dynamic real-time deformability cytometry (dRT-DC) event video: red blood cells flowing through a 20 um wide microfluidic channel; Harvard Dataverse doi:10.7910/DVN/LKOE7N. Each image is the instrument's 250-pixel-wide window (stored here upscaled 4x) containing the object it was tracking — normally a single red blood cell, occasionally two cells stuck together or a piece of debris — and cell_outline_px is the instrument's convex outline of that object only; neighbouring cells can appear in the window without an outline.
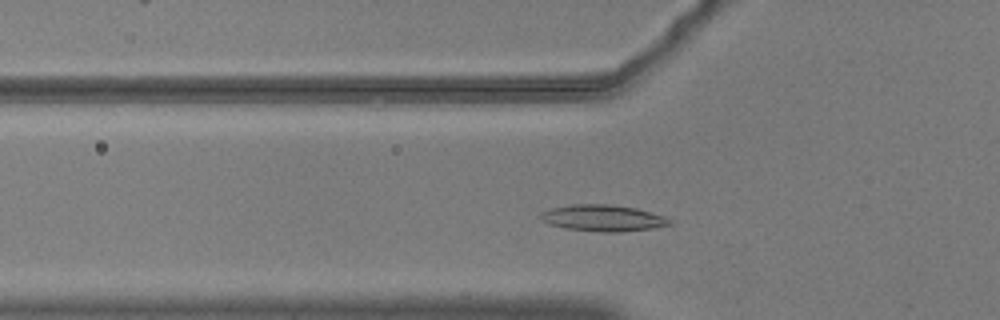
{"species": "common noctule bat (a hibernating species)", "species_latin": "Nyctalus noctula", "temperature_condition": "warm", "stored_images_in_passage": 47, "camera_frame_rate_fps": 3000, "um_per_image_px": 0.085, "animal": {"sex": "male", "body_mass_g": 20.5, "forearm_length_mm": 52.5}, "frame": {"image": 1, "passage_image": 11, "time_ms": 3.333, "image_size_px": [1000, 320], "cell_outline_px": [[672, 224], [652, 228], [620, 232], [604, 232], [568, 228], [548, 224], [540, 216], [540, 212], [552, 208], [572, 204], [608, 204], [636, 208], [664, 216], [672, 220]], "centroid_in_image_um": [51.27, 18.53], "position_along_channel_um": 74.5, "area_um2": 19.65}}
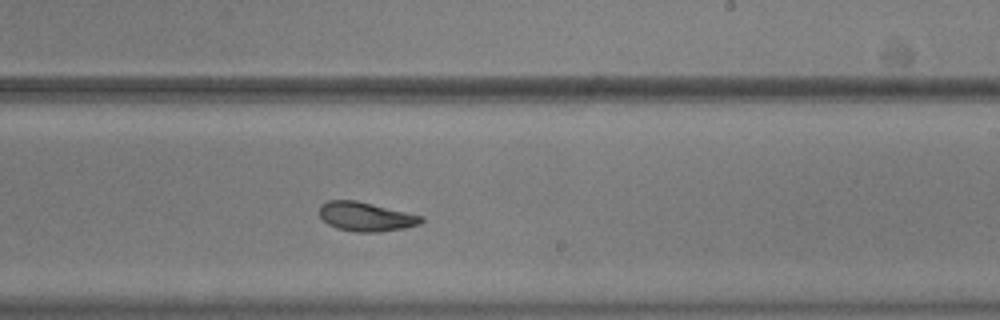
{"frame": {"image": 2, "passage_image": 26, "time_ms": 8.333, "image_size_px": [1000, 320], "cell_outline_px": [[424, 220], [420, 224], [404, 228], [380, 232], [356, 232], [336, 228], [328, 224], [320, 216], [320, 204], [328, 200], [356, 200], [424, 216]], "centroid_in_image_um": [31.11, 18.41], "position_along_channel_um": 257.9, "area_um2": 17.34}}
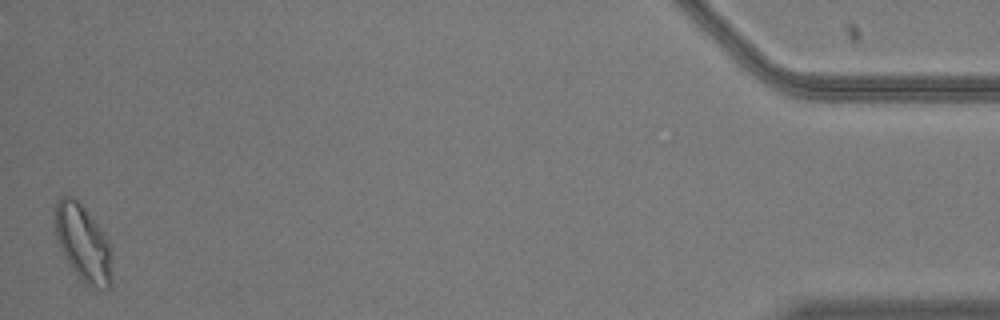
{"frame": {"image": 3, "passage_image": 47, "time_ms": 15.333, "image_size_px": [1000, 320], "cell_outline_px": [[112, 280], [108, 288], [96, 288], [88, 284], [72, 268], [60, 248], [56, 236], [56, 200], [60, 196], [72, 196], [84, 208], [100, 228], [108, 240], [112, 256]], "centroid_in_image_um": [7.09, 20.66], "position_along_channel_um": 428.1, "area_um2": 24.85}, "authors_computed_cell_mechanics": {"area_um2": 18.1492, "velocity_mm_per_s": 3.6494, "shape_relaxation_time_tau1_ms": 5.2436, "shape_relaxation_time_tau2_ms": 2.3192, "deformation_change_tau1": 0.1608, "deformation_change_tau2": 0.0764}}